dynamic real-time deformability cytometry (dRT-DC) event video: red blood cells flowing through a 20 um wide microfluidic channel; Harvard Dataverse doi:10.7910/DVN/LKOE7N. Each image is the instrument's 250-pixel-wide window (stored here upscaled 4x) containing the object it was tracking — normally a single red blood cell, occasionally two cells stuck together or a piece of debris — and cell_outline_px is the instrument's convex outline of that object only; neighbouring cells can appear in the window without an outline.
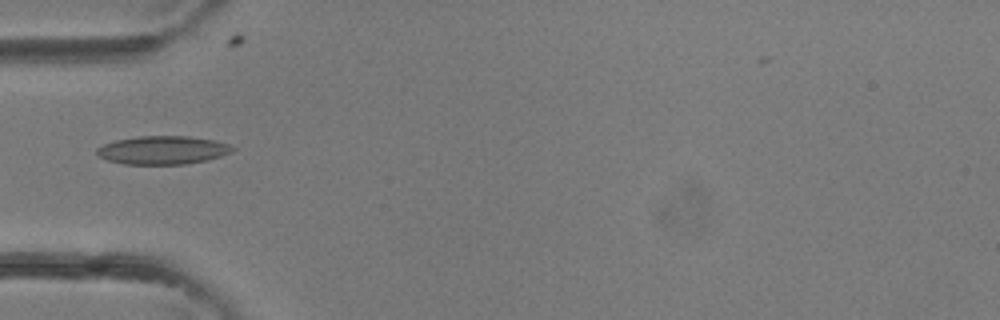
{"species": "common noctule bat (a hibernating species)", "species_latin": "Nyctalus noctula", "temperature_condition": "room temperature", "stored_images_in_passage": 4, "camera_frame_rate_fps": 3000, "um_per_image_px": 0.085, "animal": {"sex": "female"}, "frame": {"image": 1, "passage_image": 4, "time_ms": 1.0, "image_size_px": [1000, 320], "cell_outline_px": [[236, 148], [232, 152], [208, 160], [184, 164], [124, 164], [108, 160], [96, 156], [96, 148], [104, 144], [116, 140], [136, 136], [188, 136], [212, 140], [228, 144]], "centroid_in_image_um": [13.81, 12.76], "position_along_channel_um": 71.2, "area_um2": 22.43}}